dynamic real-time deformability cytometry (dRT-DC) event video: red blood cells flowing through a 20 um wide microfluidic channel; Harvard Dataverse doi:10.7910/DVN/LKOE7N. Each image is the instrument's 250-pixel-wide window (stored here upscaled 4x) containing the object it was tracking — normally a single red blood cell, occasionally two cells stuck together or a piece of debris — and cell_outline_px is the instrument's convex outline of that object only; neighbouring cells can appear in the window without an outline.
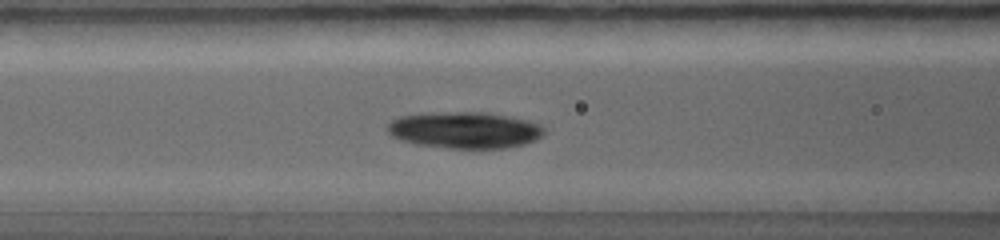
{"species": "common noctule bat (a hibernating species)", "species_latin": "Nyctalus noctula", "temperature_condition": "warm", "stored_images_in_passage": 47, "camera_frame_rate_fps": 5000, "um_per_image_px": 0.085, "animal": {"sex": "female", "body_mass_g": 19.0, "forearm_length_mm": 56.7}, "frame": {"image": 1, "passage_image": 18, "time_ms": 3.6, "image_size_px": [1000, 240], "cell_outline_px": [[540, 132], [532, 140], [520, 144], [504, 148], [452, 148], [424, 144], [408, 140], [396, 136], [388, 132], [388, 124], [404, 116], [496, 116], [520, 120], [532, 124], [540, 128]], "centroid_in_image_um": [39.46, 11.15], "position_along_channel_um": 127.1, "area_um2": 29.02}}
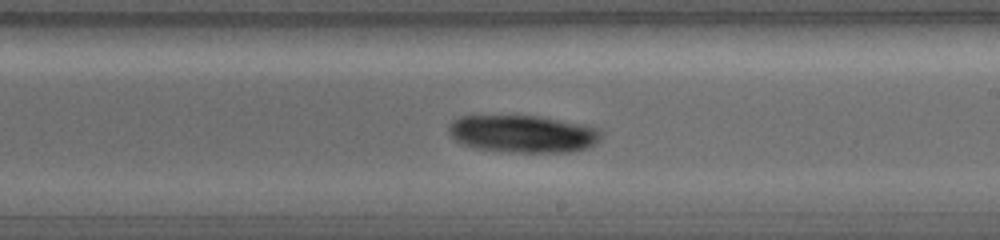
{"frame": {"image": 2, "passage_image": 28, "time_ms": 5.6, "image_size_px": [1000, 240], "cell_outline_px": [[596, 140], [592, 144], [584, 148], [568, 152], [528, 152], [488, 148], [468, 144], [460, 140], [452, 132], [452, 124], [456, 120], [464, 116], [532, 116], [552, 120], [588, 128], [596, 132]], "centroid_in_image_um": [44.41, 11.38], "position_along_channel_um": 244.6, "area_um2": 30.17}}
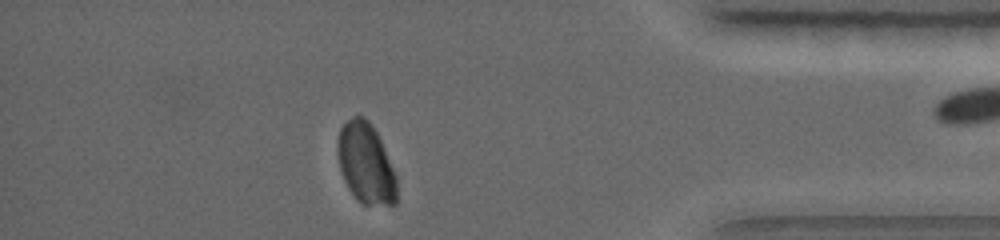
{"frame": {"image": 3, "passage_image": 43, "time_ms": 8.8, "image_size_px": [1000, 240], "cell_outline_px": [[396, 204], [364, 204], [348, 188], [344, 180], [340, 168], [336, 148], [340, 128], [348, 120], [356, 116], [364, 116], [368, 120], [376, 132], [380, 140], [396, 176]], "centroid_in_image_um": [31.07, 13.87], "position_along_channel_um": 404.1, "area_um2": 27.17}}